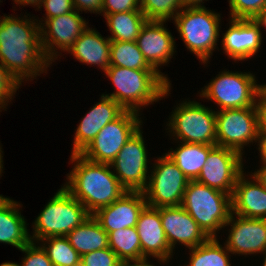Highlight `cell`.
Wrapping results in <instances>:
<instances>
[{"label":"cell","mask_w":266,"mask_h":266,"mask_svg":"<svg viewBox=\"0 0 266 266\" xmlns=\"http://www.w3.org/2000/svg\"><path fill=\"white\" fill-rule=\"evenodd\" d=\"M22 16L5 14L0 27V63L21 85L51 67L41 47L39 18Z\"/></svg>","instance_id":"obj_1"},{"label":"cell","mask_w":266,"mask_h":266,"mask_svg":"<svg viewBox=\"0 0 266 266\" xmlns=\"http://www.w3.org/2000/svg\"><path fill=\"white\" fill-rule=\"evenodd\" d=\"M72 170L66 175L63 187L92 215L119 199L127 190L107 163L87 160L80 154H71Z\"/></svg>","instance_id":"obj_2"},{"label":"cell","mask_w":266,"mask_h":266,"mask_svg":"<svg viewBox=\"0 0 266 266\" xmlns=\"http://www.w3.org/2000/svg\"><path fill=\"white\" fill-rule=\"evenodd\" d=\"M104 73L115 88L112 93L102 94L112 98L125 110L140 113L143 106L148 107L171 94L172 84L156 70L109 66Z\"/></svg>","instance_id":"obj_3"},{"label":"cell","mask_w":266,"mask_h":266,"mask_svg":"<svg viewBox=\"0 0 266 266\" xmlns=\"http://www.w3.org/2000/svg\"><path fill=\"white\" fill-rule=\"evenodd\" d=\"M187 50L202 64H208L218 49L221 31V14L204 7L183 8L173 20Z\"/></svg>","instance_id":"obj_4"},{"label":"cell","mask_w":266,"mask_h":266,"mask_svg":"<svg viewBox=\"0 0 266 266\" xmlns=\"http://www.w3.org/2000/svg\"><path fill=\"white\" fill-rule=\"evenodd\" d=\"M181 206L209 238H218L232 213V196L189 180Z\"/></svg>","instance_id":"obj_5"},{"label":"cell","mask_w":266,"mask_h":266,"mask_svg":"<svg viewBox=\"0 0 266 266\" xmlns=\"http://www.w3.org/2000/svg\"><path fill=\"white\" fill-rule=\"evenodd\" d=\"M91 214L63 186L50 198L32 224V242L66 236Z\"/></svg>","instance_id":"obj_6"},{"label":"cell","mask_w":266,"mask_h":266,"mask_svg":"<svg viewBox=\"0 0 266 266\" xmlns=\"http://www.w3.org/2000/svg\"><path fill=\"white\" fill-rule=\"evenodd\" d=\"M177 104L166 122L169 137L176 142L216 145V111L195 100Z\"/></svg>","instance_id":"obj_7"},{"label":"cell","mask_w":266,"mask_h":266,"mask_svg":"<svg viewBox=\"0 0 266 266\" xmlns=\"http://www.w3.org/2000/svg\"><path fill=\"white\" fill-rule=\"evenodd\" d=\"M218 72L210 82L201 88L202 99L215 102L219 109L256 107L257 94L263 84H258L253 72L241 71ZM220 107V108H219Z\"/></svg>","instance_id":"obj_8"},{"label":"cell","mask_w":266,"mask_h":266,"mask_svg":"<svg viewBox=\"0 0 266 266\" xmlns=\"http://www.w3.org/2000/svg\"><path fill=\"white\" fill-rule=\"evenodd\" d=\"M150 168L149 180L143 191L148 206H181L189 180L166 155L159 156Z\"/></svg>","instance_id":"obj_9"},{"label":"cell","mask_w":266,"mask_h":266,"mask_svg":"<svg viewBox=\"0 0 266 266\" xmlns=\"http://www.w3.org/2000/svg\"><path fill=\"white\" fill-rule=\"evenodd\" d=\"M140 115L136 111L125 110L106 124L80 155L96 163L111 164L127 140L142 126Z\"/></svg>","instance_id":"obj_10"},{"label":"cell","mask_w":266,"mask_h":266,"mask_svg":"<svg viewBox=\"0 0 266 266\" xmlns=\"http://www.w3.org/2000/svg\"><path fill=\"white\" fill-rule=\"evenodd\" d=\"M216 126V145L235 150L243 156L245 146L257 142V107L216 111Z\"/></svg>","instance_id":"obj_11"},{"label":"cell","mask_w":266,"mask_h":266,"mask_svg":"<svg viewBox=\"0 0 266 266\" xmlns=\"http://www.w3.org/2000/svg\"><path fill=\"white\" fill-rule=\"evenodd\" d=\"M142 126L127 140L110 164L113 173L127 191H144L151 169ZM149 167V168H148Z\"/></svg>","instance_id":"obj_12"},{"label":"cell","mask_w":266,"mask_h":266,"mask_svg":"<svg viewBox=\"0 0 266 266\" xmlns=\"http://www.w3.org/2000/svg\"><path fill=\"white\" fill-rule=\"evenodd\" d=\"M80 14L74 10L46 19L40 25L42 51L51 65L62 57V51L63 53L68 52L77 38L89 26V23Z\"/></svg>","instance_id":"obj_13"},{"label":"cell","mask_w":266,"mask_h":266,"mask_svg":"<svg viewBox=\"0 0 266 266\" xmlns=\"http://www.w3.org/2000/svg\"><path fill=\"white\" fill-rule=\"evenodd\" d=\"M244 164L240 153L216 145L209 152L196 181L232 196L237 179L244 171Z\"/></svg>","instance_id":"obj_14"},{"label":"cell","mask_w":266,"mask_h":266,"mask_svg":"<svg viewBox=\"0 0 266 266\" xmlns=\"http://www.w3.org/2000/svg\"><path fill=\"white\" fill-rule=\"evenodd\" d=\"M225 228L229 230L224 245L234 256L247 257L266 252V219L245 218L231 213L223 230Z\"/></svg>","instance_id":"obj_15"},{"label":"cell","mask_w":266,"mask_h":266,"mask_svg":"<svg viewBox=\"0 0 266 266\" xmlns=\"http://www.w3.org/2000/svg\"><path fill=\"white\" fill-rule=\"evenodd\" d=\"M165 23L166 21L147 20L136 39V43L147 63L171 84V80L160 69L170 63L177 47L174 36L164 26Z\"/></svg>","instance_id":"obj_16"},{"label":"cell","mask_w":266,"mask_h":266,"mask_svg":"<svg viewBox=\"0 0 266 266\" xmlns=\"http://www.w3.org/2000/svg\"><path fill=\"white\" fill-rule=\"evenodd\" d=\"M229 28L222 33L221 50L235 62L247 61L260 52L263 35L253 19H228Z\"/></svg>","instance_id":"obj_17"},{"label":"cell","mask_w":266,"mask_h":266,"mask_svg":"<svg viewBox=\"0 0 266 266\" xmlns=\"http://www.w3.org/2000/svg\"><path fill=\"white\" fill-rule=\"evenodd\" d=\"M136 229L142 248V262L156 258L159 264H167L174 256L165 236L160 217V207L146 205L141 211Z\"/></svg>","instance_id":"obj_18"},{"label":"cell","mask_w":266,"mask_h":266,"mask_svg":"<svg viewBox=\"0 0 266 266\" xmlns=\"http://www.w3.org/2000/svg\"><path fill=\"white\" fill-rule=\"evenodd\" d=\"M160 217L170 249L174 252L177 245L189 249L209 239L182 206L160 207Z\"/></svg>","instance_id":"obj_19"},{"label":"cell","mask_w":266,"mask_h":266,"mask_svg":"<svg viewBox=\"0 0 266 266\" xmlns=\"http://www.w3.org/2000/svg\"><path fill=\"white\" fill-rule=\"evenodd\" d=\"M146 205L144 192L127 191L112 204L100 208L92 215L109 234L118 229L136 227L138 217Z\"/></svg>","instance_id":"obj_20"},{"label":"cell","mask_w":266,"mask_h":266,"mask_svg":"<svg viewBox=\"0 0 266 266\" xmlns=\"http://www.w3.org/2000/svg\"><path fill=\"white\" fill-rule=\"evenodd\" d=\"M124 111L112 98L101 94L100 101L90 108L77 125L71 154H80L106 124L118 118Z\"/></svg>","instance_id":"obj_21"},{"label":"cell","mask_w":266,"mask_h":266,"mask_svg":"<svg viewBox=\"0 0 266 266\" xmlns=\"http://www.w3.org/2000/svg\"><path fill=\"white\" fill-rule=\"evenodd\" d=\"M243 171L232 195V213L255 219H266V187L253 175ZM249 173V176H248Z\"/></svg>","instance_id":"obj_22"},{"label":"cell","mask_w":266,"mask_h":266,"mask_svg":"<svg viewBox=\"0 0 266 266\" xmlns=\"http://www.w3.org/2000/svg\"><path fill=\"white\" fill-rule=\"evenodd\" d=\"M111 40L93 27H87L68 50L83 65L96 66L105 72L110 66Z\"/></svg>","instance_id":"obj_23"},{"label":"cell","mask_w":266,"mask_h":266,"mask_svg":"<svg viewBox=\"0 0 266 266\" xmlns=\"http://www.w3.org/2000/svg\"><path fill=\"white\" fill-rule=\"evenodd\" d=\"M22 205L9 197L0 204V243L15 246L18 250L31 242L27 220L20 211Z\"/></svg>","instance_id":"obj_24"},{"label":"cell","mask_w":266,"mask_h":266,"mask_svg":"<svg viewBox=\"0 0 266 266\" xmlns=\"http://www.w3.org/2000/svg\"><path fill=\"white\" fill-rule=\"evenodd\" d=\"M180 143V144H178ZM176 149L165 153L184 173L188 180H196L206 163L209 152L216 145L177 142Z\"/></svg>","instance_id":"obj_25"},{"label":"cell","mask_w":266,"mask_h":266,"mask_svg":"<svg viewBox=\"0 0 266 266\" xmlns=\"http://www.w3.org/2000/svg\"><path fill=\"white\" fill-rule=\"evenodd\" d=\"M66 238L80 256L109 247L108 233L103 230L93 215L68 233Z\"/></svg>","instance_id":"obj_26"},{"label":"cell","mask_w":266,"mask_h":266,"mask_svg":"<svg viewBox=\"0 0 266 266\" xmlns=\"http://www.w3.org/2000/svg\"><path fill=\"white\" fill-rule=\"evenodd\" d=\"M111 41H136L147 18L142 11L108 14L104 17Z\"/></svg>","instance_id":"obj_27"},{"label":"cell","mask_w":266,"mask_h":266,"mask_svg":"<svg viewBox=\"0 0 266 266\" xmlns=\"http://www.w3.org/2000/svg\"><path fill=\"white\" fill-rule=\"evenodd\" d=\"M111 248L123 263H141L142 248L136 227L118 229L108 234Z\"/></svg>","instance_id":"obj_28"},{"label":"cell","mask_w":266,"mask_h":266,"mask_svg":"<svg viewBox=\"0 0 266 266\" xmlns=\"http://www.w3.org/2000/svg\"><path fill=\"white\" fill-rule=\"evenodd\" d=\"M219 238H209L197 247L189 248V262L183 266H231V252Z\"/></svg>","instance_id":"obj_29"},{"label":"cell","mask_w":266,"mask_h":266,"mask_svg":"<svg viewBox=\"0 0 266 266\" xmlns=\"http://www.w3.org/2000/svg\"><path fill=\"white\" fill-rule=\"evenodd\" d=\"M110 66L137 70H155L145 60L136 41H111Z\"/></svg>","instance_id":"obj_30"},{"label":"cell","mask_w":266,"mask_h":266,"mask_svg":"<svg viewBox=\"0 0 266 266\" xmlns=\"http://www.w3.org/2000/svg\"><path fill=\"white\" fill-rule=\"evenodd\" d=\"M38 243L46 251L53 266H80L81 256L71 246L66 236L48 237Z\"/></svg>","instance_id":"obj_31"},{"label":"cell","mask_w":266,"mask_h":266,"mask_svg":"<svg viewBox=\"0 0 266 266\" xmlns=\"http://www.w3.org/2000/svg\"><path fill=\"white\" fill-rule=\"evenodd\" d=\"M183 8L180 0H140V10L149 21H173Z\"/></svg>","instance_id":"obj_32"},{"label":"cell","mask_w":266,"mask_h":266,"mask_svg":"<svg viewBox=\"0 0 266 266\" xmlns=\"http://www.w3.org/2000/svg\"><path fill=\"white\" fill-rule=\"evenodd\" d=\"M231 19H254L265 7L266 0H228Z\"/></svg>","instance_id":"obj_33"},{"label":"cell","mask_w":266,"mask_h":266,"mask_svg":"<svg viewBox=\"0 0 266 266\" xmlns=\"http://www.w3.org/2000/svg\"><path fill=\"white\" fill-rule=\"evenodd\" d=\"M19 88H21V84L0 63V112L7 111V106L12 102V97L16 96Z\"/></svg>","instance_id":"obj_34"},{"label":"cell","mask_w":266,"mask_h":266,"mask_svg":"<svg viewBox=\"0 0 266 266\" xmlns=\"http://www.w3.org/2000/svg\"><path fill=\"white\" fill-rule=\"evenodd\" d=\"M123 262L111 248L100 249L84 254L80 266H121Z\"/></svg>","instance_id":"obj_35"},{"label":"cell","mask_w":266,"mask_h":266,"mask_svg":"<svg viewBox=\"0 0 266 266\" xmlns=\"http://www.w3.org/2000/svg\"><path fill=\"white\" fill-rule=\"evenodd\" d=\"M20 251L25 254L21 259L20 266H53L46 251L38 242L36 244V242L31 241Z\"/></svg>","instance_id":"obj_36"},{"label":"cell","mask_w":266,"mask_h":266,"mask_svg":"<svg viewBox=\"0 0 266 266\" xmlns=\"http://www.w3.org/2000/svg\"><path fill=\"white\" fill-rule=\"evenodd\" d=\"M42 7H44V11H46V17L43 16L39 21H37L40 25L46 19L70 13L75 10L72 0H43L40 10Z\"/></svg>","instance_id":"obj_37"},{"label":"cell","mask_w":266,"mask_h":266,"mask_svg":"<svg viewBox=\"0 0 266 266\" xmlns=\"http://www.w3.org/2000/svg\"><path fill=\"white\" fill-rule=\"evenodd\" d=\"M127 11H141L139 0H102L101 15L121 13Z\"/></svg>","instance_id":"obj_38"},{"label":"cell","mask_w":266,"mask_h":266,"mask_svg":"<svg viewBox=\"0 0 266 266\" xmlns=\"http://www.w3.org/2000/svg\"><path fill=\"white\" fill-rule=\"evenodd\" d=\"M256 107L258 111L259 130H266V83L260 87Z\"/></svg>","instance_id":"obj_39"},{"label":"cell","mask_w":266,"mask_h":266,"mask_svg":"<svg viewBox=\"0 0 266 266\" xmlns=\"http://www.w3.org/2000/svg\"><path fill=\"white\" fill-rule=\"evenodd\" d=\"M74 9L78 12L101 14L102 0H72Z\"/></svg>","instance_id":"obj_40"},{"label":"cell","mask_w":266,"mask_h":266,"mask_svg":"<svg viewBox=\"0 0 266 266\" xmlns=\"http://www.w3.org/2000/svg\"><path fill=\"white\" fill-rule=\"evenodd\" d=\"M257 149L261 162H266V130H259L257 137Z\"/></svg>","instance_id":"obj_41"},{"label":"cell","mask_w":266,"mask_h":266,"mask_svg":"<svg viewBox=\"0 0 266 266\" xmlns=\"http://www.w3.org/2000/svg\"><path fill=\"white\" fill-rule=\"evenodd\" d=\"M260 164H262L261 168L259 167L256 171L253 170L254 172L252 173L266 187V162H260Z\"/></svg>","instance_id":"obj_42"},{"label":"cell","mask_w":266,"mask_h":266,"mask_svg":"<svg viewBox=\"0 0 266 266\" xmlns=\"http://www.w3.org/2000/svg\"><path fill=\"white\" fill-rule=\"evenodd\" d=\"M12 1L14 2L13 4L16 3V6L18 5L19 8H20V5L21 7L22 6L25 7L29 5V6L36 8V10L39 11L43 0H12Z\"/></svg>","instance_id":"obj_43"},{"label":"cell","mask_w":266,"mask_h":266,"mask_svg":"<svg viewBox=\"0 0 266 266\" xmlns=\"http://www.w3.org/2000/svg\"><path fill=\"white\" fill-rule=\"evenodd\" d=\"M253 20L266 32V7Z\"/></svg>","instance_id":"obj_44"},{"label":"cell","mask_w":266,"mask_h":266,"mask_svg":"<svg viewBox=\"0 0 266 266\" xmlns=\"http://www.w3.org/2000/svg\"><path fill=\"white\" fill-rule=\"evenodd\" d=\"M183 7H204V1L208 0H180Z\"/></svg>","instance_id":"obj_45"},{"label":"cell","mask_w":266,"mask_h":266,"mask_svg":"<svg viewBox=\"0 0 266 266\" xmlns=\"http://www.w3.org/2000/svg\"><path fill=\"white\" fill-rule=\"evenodd\" d=\"M121 266H155V264L150 261H145L141 263H123Z\"/></svg>","instance_id":"obj_46"},{"label":"cell","mask_w":266,"mask_h":266,"mask_svg":"<svg viewBox=\"0 0 266 266\" xmlns=\"http://www.w3.org/2000/svg\"><path fill=\"white\" fill-rule=\"evenodd\" d=\"M1 145H2V144H0V176L2 177V173L4 172V171H3V170H4V169H3V166H4V165H3V156H4V155L2 154V153H3V151H2L3 149H2V146H1ZM1 177H0V178H1Z\"/></svg>","instance_id":"obj_47"},{"label":"cell","mask_w":266,"mask_h":266,"mask_svg":"<svg viewBox=\"0 0 266 266\" xmlns=\"http://www.w3.org/2000/svg\"><path fill=\"white\" fill-rule=\"evenodd\" d=\"M0 266H20V263L7 261V262H3L2 264H0Z\"/></svg>","instance_id":"obj_48"},{"label":"cell","mask_w":266,"mask_h":266,"mask_svg":"<svg viewBox=\"0 0 266 266\" xmlns=\"http://www.w3.org/2000/svg\"><path fill=\"white\" fill-rule=\"evenodd\" d=\"M263 263H262V266H266V252L263 253Z\"/></svg>","instance_id":"obj_49"},{"label":"cell","mask_w":266,"mask_h":266,"mask_svg":"<svg viewBox=\"0 0 266 266\" xmlns=\"http://www.w3.org/2000/svg\"><path fill=\"white\" fill-rule=\"evenodd\" d=\"M7 198H8V197H5V196H3L2 194H0V204H1L2 202H4Z\"/></svg>","instance_id":"obj_50"},{"label":"cell","mask_w":266,"mask_h":266,"mask_svg":"<svg viewBox=\"0 0 266 266\" xmlns=\"http://www.w3.org/2000/svg\"><path fill=\"white\" fill-rule=\"evenodd\" d=\"M2 18H3V16H0V27H1V23H2Z\"/></svg>","instance_id":"obj_51"}]
</instances>
